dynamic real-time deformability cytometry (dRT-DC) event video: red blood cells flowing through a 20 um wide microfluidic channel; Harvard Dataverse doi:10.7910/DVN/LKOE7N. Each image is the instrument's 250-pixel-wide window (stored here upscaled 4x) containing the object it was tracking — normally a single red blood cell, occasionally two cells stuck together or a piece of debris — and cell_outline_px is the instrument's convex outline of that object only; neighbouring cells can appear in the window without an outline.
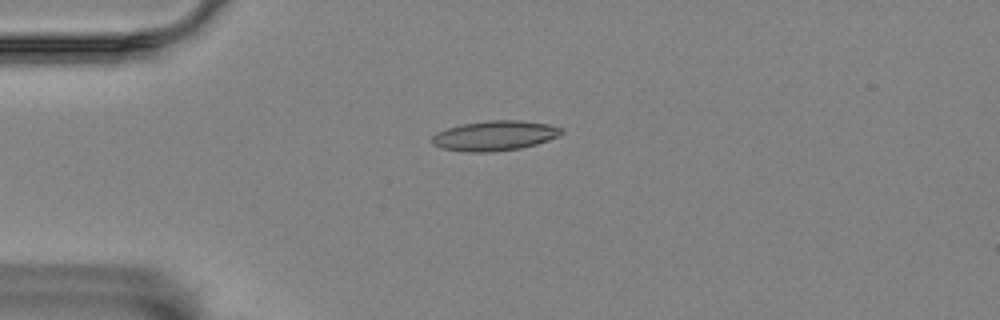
{"species": "Egyptian fruit bat (a non-hibernating species)", "species_latin": "Rousettus aegyptiacus", "temperature_condition": "room temperature", "stored_images_in_passage": 3, "camera_frame_rate_fps": 3000, "um_per_image_px": 0.085, "animal": {"sex": "female"}, "frame": {"image": 1, "passage_image": 2, "time_ms": 0.333, "image_size_px": [1000, 320], "cell_outline_px": [[564, 132], [560, 136], [536, 144], [520, 148], [492, 152], [468, 152], [440, 148], [432, 144], [432, 136], [436, 132], [448, 128], [464, 124], [488, 120], [520, 120], [548, 124], [564, 128]], "centroid_in_image_um": [42.07, 11.53], "position_along_channel_um": 42.9, "area_um2": 22.66}}